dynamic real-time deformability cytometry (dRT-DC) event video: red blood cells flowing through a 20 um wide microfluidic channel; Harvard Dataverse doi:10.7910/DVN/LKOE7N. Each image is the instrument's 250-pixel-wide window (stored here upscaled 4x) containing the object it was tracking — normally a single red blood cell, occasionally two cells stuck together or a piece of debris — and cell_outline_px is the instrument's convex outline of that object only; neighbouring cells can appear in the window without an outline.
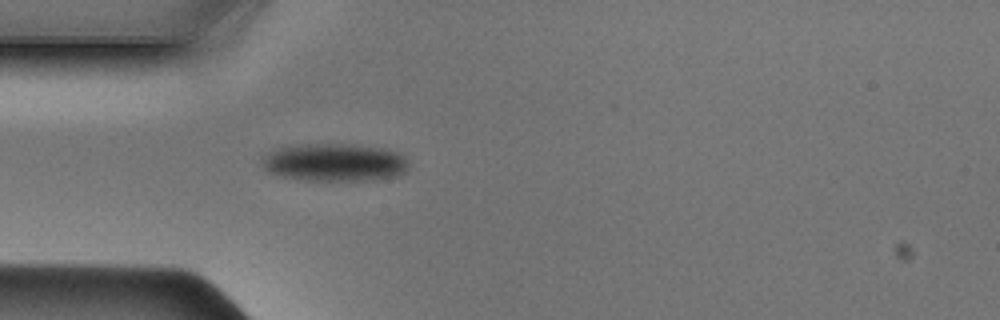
{"species": "Egyptian fruit bat (a non-hibernating species)", "species_latin": "Rousettus aegyptiacus", "temperature_condition": "cold", "stored_images_in_passage": 36, "camera_frame_rate_fps": 3000, "um_per_image_px": 0.085, "animal": {"sex": "male"}, "frame": {"image": 1, "passage_image": 1, "time_ms": 0.0, "image_size_px": [1000, 320], "cell_outline_px": [[408, 172], [400, 176], [376, 180], [304, 180], [280, 176], [268, 172], [260, 164], [260, 156], [276, 148], [304, 144], [356, 144], [384, 148], [396, 152], [404, 156], [408, 160]], "centroid_in_image_um": [28.44, 13.8], "position_along_channel_um": 56.6, "area_um2": 33.0}}
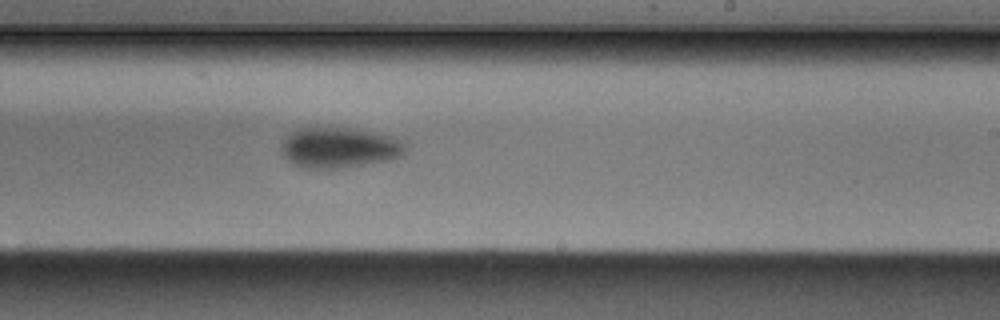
{"frame": {"image": 2, "passage_image": 16, "time_ms": 5.0, "image_size_px": [1000, 320], "cell_outline_px": [[404, 152], [400, 156], [384, 160], [340, 168], [300, 168], [292, 164], [280, 152], [280, 148], [288, 132], [300, 128], [316, 124], [356, 128], [388, 136], [400, 140], [404, 144]], "centroid_in_image_um": [28.7, 12.49], "position_along_channel_um": 260.3, "area_um2": 29.77}}
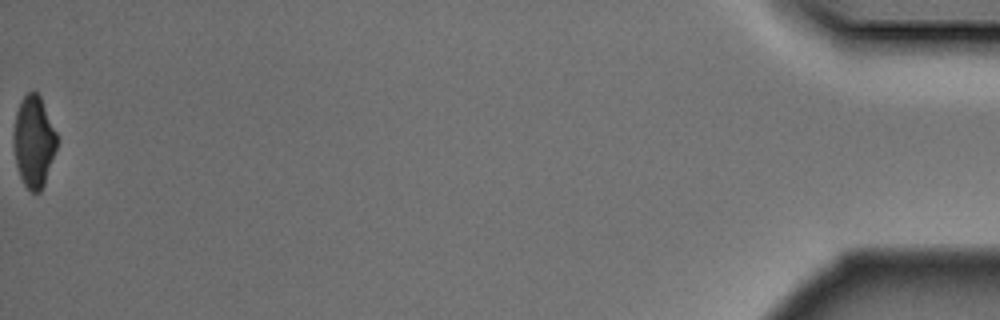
{"frame": {"image": 3, "passage_image": 36, "time_ms": 11.667, "image_size_px": [1000, 320], "cell_outline_px": [[56, 148], [44, 184], [40, 192], [32, 192], [24, 184], [20, 176], [16, 164], [12, 140], [12, 136], [16, 112], [20, 100], [28, 92], [36, 92], [40, 96], [56, 132]], "centroid_in_image_um": [2.84, 12.02], "position_along_channel_um": 432.4, "area_um2": 22.89}}